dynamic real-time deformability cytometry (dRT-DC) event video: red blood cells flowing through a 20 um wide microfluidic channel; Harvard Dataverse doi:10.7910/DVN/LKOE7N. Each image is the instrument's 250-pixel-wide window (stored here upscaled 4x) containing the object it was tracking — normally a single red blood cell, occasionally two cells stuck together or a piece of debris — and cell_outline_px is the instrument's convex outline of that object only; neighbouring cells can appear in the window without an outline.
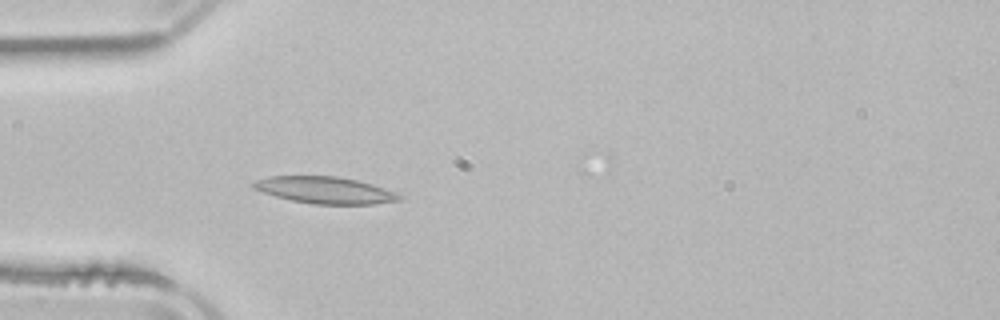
{"species": "common noctule bat (a hibernating species)", "species_latin": "Nyctalus noctula", "temperature_condition": "room temperature", "stored_images_in_passage": 3, "camera_frame_rate_fps": 3000, "um_per_image_px": 0.085, "animal": {"sex": "male", "body_mass_g": 21.5, "forearm_length_mm": 52.0}, "frame": {"image": 1, "passage_image": 3, "time_ms": 4.0, "image_size_px": [1000, 320], "cell_outline_px": [[404, 196], [400, 200], [376, 204], [312, 204], [292, 200], [276, 196], [252, 188], [252, 184], [256, 180], [268, 176], [336, 176], [356, 180], [372, 184], [396, 192]], "centroid_in_image_um": [27.65, 16.16], "position_along_channel_um": 57.3, "area_um2": 22.72}}